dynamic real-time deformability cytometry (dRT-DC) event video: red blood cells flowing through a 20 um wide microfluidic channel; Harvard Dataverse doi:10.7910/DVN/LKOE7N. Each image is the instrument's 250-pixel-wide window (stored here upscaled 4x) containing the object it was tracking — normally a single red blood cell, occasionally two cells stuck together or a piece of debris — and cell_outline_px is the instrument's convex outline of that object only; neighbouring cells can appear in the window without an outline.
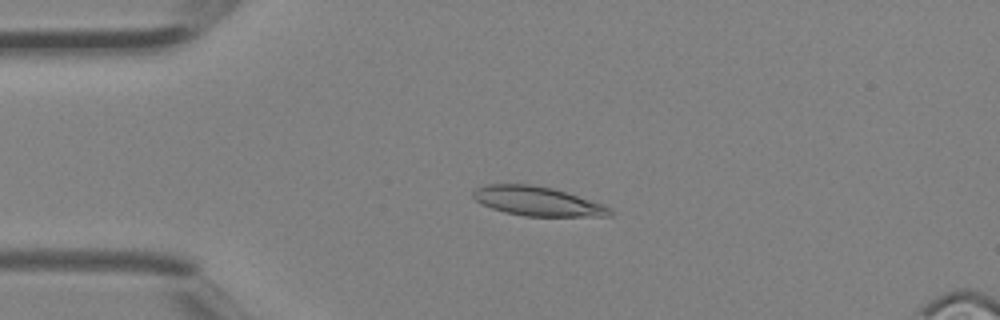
{"species": "Egyptian fruit bat (a non-hibernating species)", "species_latin": "Rousettus aegyptiacus", "temperature_condition": "room temperature", "stored_images_in_passage": 3, "camera_frame_rate_fps": 3000, "um_per_image_px": 0.085, "animal": {"sex": "female"}, "frame": {"image": 1, "passage_image": 3, "time_ms": 0.667, "image_size_px": [1000, 320], "cell_outline_px": [[612, 216], [524, 216], [504, 212], [480, 204], [472, 196], [472, 192], [476, 188], [488, 184], [532, 184], [552, 188], [604, 204], [612, 208]], "centroid_in_image_um": [45.68, 17.1], "position_along_channel_um": 39.3, "area_um2": 23.35}}